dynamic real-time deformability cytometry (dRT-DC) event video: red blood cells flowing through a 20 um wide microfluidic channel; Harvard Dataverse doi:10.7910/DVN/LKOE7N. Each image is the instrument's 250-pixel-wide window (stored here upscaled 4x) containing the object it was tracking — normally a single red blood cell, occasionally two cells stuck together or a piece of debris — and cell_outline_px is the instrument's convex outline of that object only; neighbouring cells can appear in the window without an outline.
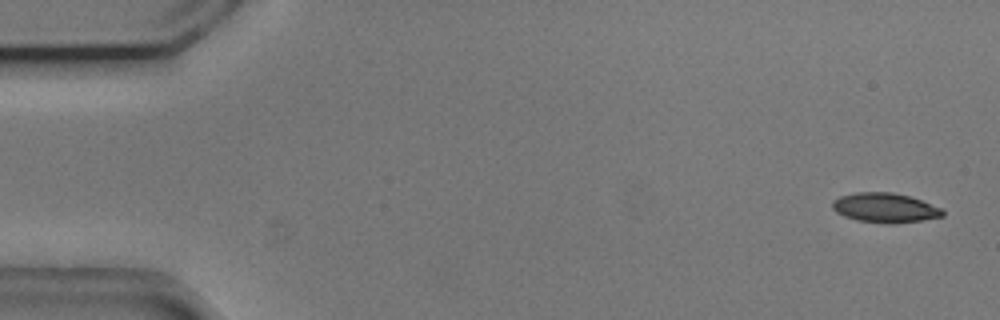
{"species": "common noctule bat (a hibernating species)", "species_latin": "Nyctalus noctula", "temperature_condition": "cold", "stored_images_in_passage": 53, "camera_frame_rate_fps": 3000, "um_per_image_px": 0.085, "animal": {"sex": "male", "body_mass_g": 20.5, "forearm_length_mm": 52.5}, "frame": {"image": 1, "passage_image": 1, "time_ms": 0.0, "image_size_px": [1000, 320], "cell_outline_px": [[944, 216], [896, 224], [888, 224], [856, 220], [844, 216], [836, 212], [832, 208], [832, 200], [840, 196], [856, 192], [892, 192], [908, 196], [944, 208]], "centroid_in_image_um": [75.22, 17.66], "position_along_channel_um": 9.8, "area_um2": 19.13}}
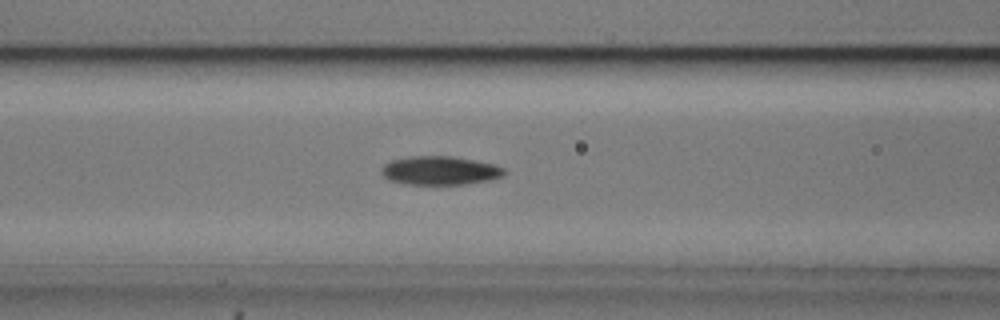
{"frame": {"image": 2, "passage_image": 21, "time_ms": 6.667, "image_size_px": [1000, 320], "cell_outline_px": [[504, 176], [492, 180], [464, 184], [404, 184], [388, 180], [380, 172], [380, 168], [384, 164], [392, 160], [408, 156], [452, 156], [496, 164], [504, 168]], "centroid_in_image_um": [37.39, 14.49], "position_along_channel_um": 129.2, "area_um2": 20.75}}
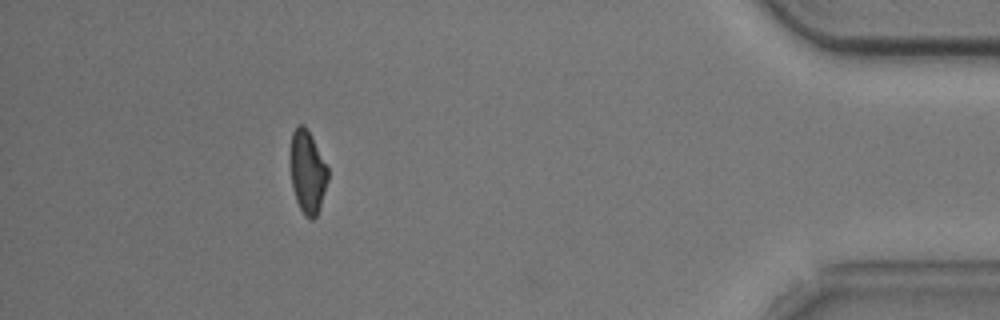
{"frame": {"image": 3, "passage_image": 48, "time_ms": 15.667, "image_size_px": [1000, 320], "cell_outline_px": [[328, 180], [316, 216], [312, 220], [304, 216], [296, 200], [292, 188], [288, 156], [288, 152], [292, 132], [300, 124], [304, 124], [328, 168]], "centroid_in_image_um": [26.08, 14.6], "position_along_channel_um": 409.1, "area_um2": 18.26}, "authors_computed_cell_mechanics": {"area_um2": 19.7098, "velocity_mm_per_s": 3.7093, "shape_relaxation_time_tau1_ms": 3.0091, "shape_relaxation_time_tau2_ms": 4.6769, "deformation_change_tau1": 0.1432, "deformation_change_tau2": 0.1149}}